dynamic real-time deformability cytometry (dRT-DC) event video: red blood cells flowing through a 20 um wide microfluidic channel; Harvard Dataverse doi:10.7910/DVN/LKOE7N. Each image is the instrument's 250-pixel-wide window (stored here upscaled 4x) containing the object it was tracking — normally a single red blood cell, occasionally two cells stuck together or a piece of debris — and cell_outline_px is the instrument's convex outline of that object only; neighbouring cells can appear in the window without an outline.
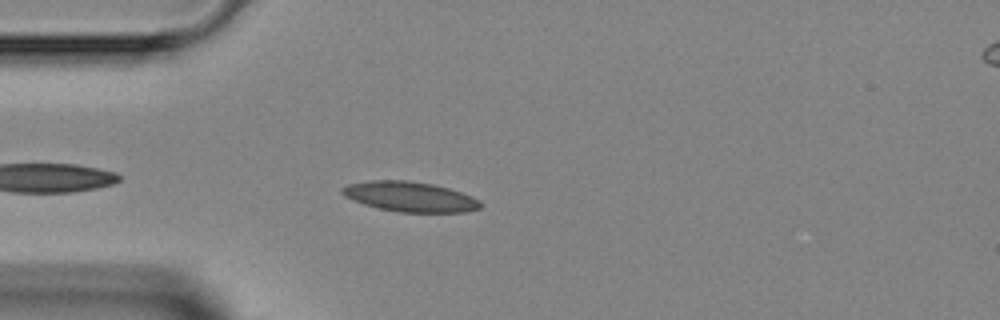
{"species": "Egyptian fruit bat (a non-hibernating species)", "species_latin": "Rousettus aegyptiacus", "temperature_condition": "room temperature", "stored_images_in_passage": 25, "camera_frame_rate_fps": 3000, "um_per_image_px": 0.085, "animal": {"sex": "female"}, "frame": {"image": 1, "passage_image": 4, "time_ms": 1.0, "image_size_px": [1000, 320], "cell_outline_px": [[480, 208], [464, 212], [396, 212], [364, 204], [344, 196], [340, 192], [340, 188], [348, 184], [368, 180], [408, 180], [432, 184], [448, 188], [472, 196], [480, 200]], "centroid_in_image_um": [34.81, 16.71], "position_along_channel_um": 50.2, "area_um2": 24.16}}
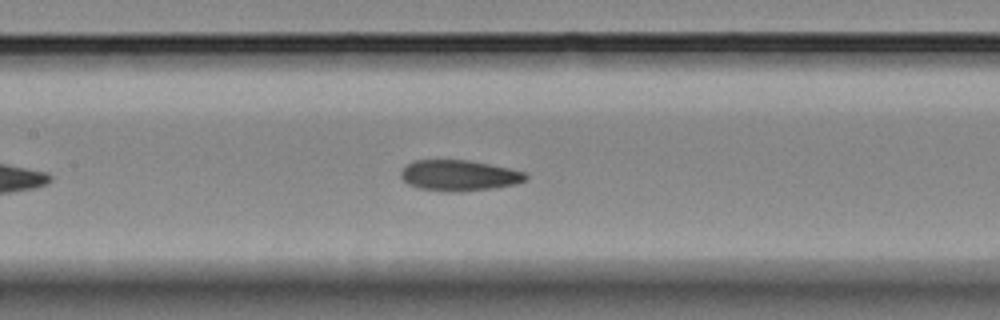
{"frame": {"image": 2, "passage_image": 13, "time_ms": 4.0, "image_size_px": [1000, 320], "cell_outline_px": [[528, 180], [516, 184], [492, 188], [460, 192], [456, 192], [416, 188], [408, 184], [400, 176], [400, 172], [408, 164], [416, 160], [464, 160], [488, 164], [528, 172]], "centroid_in_image_um": [39.05, 14.92], "position_along_channel_um": 168.3, "area_um2": 22.37}}
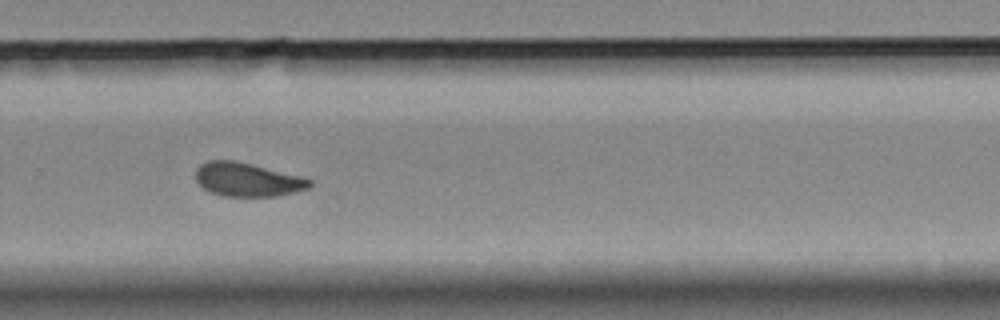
{"frame": {"image": 3, "passage_image": 23, "time_ms": 7.333, "image_size_px": [1000, 320], "cell_outline_px": [[312, 184], [308, 188], [276, 196], [224, 196], [212, 192], [204, 188], [196, 180], [196, 168], [200, 164], [208, 160], [232, 160], [300, 176], [312, 180]], "centroid_in_image_um": [21.0, 15.26], "position_along_channel_um": 308.8, "area_um2": 21.96}}